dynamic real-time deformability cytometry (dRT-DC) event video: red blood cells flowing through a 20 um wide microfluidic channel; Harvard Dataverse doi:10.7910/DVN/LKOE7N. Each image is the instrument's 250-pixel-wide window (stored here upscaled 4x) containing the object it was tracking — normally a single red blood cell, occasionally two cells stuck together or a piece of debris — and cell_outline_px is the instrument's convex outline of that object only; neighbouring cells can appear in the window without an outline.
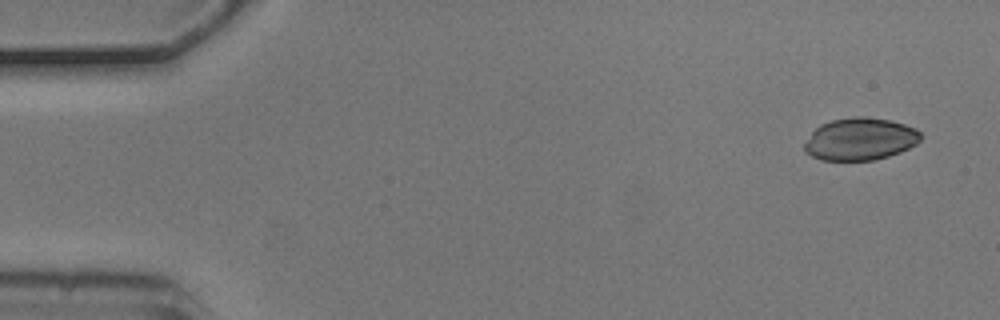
{"species": "common noctule bat (a hibernating species)", "species_latin": "Nyctalus noctula", "temperature_condition": "cold", "stored_images_in_passage": 8, "camera_frame_rate_fps": 3000, "um_per_image_px": 0.085, "animal": {"sex": "male", "body_mass_g": 20.5, "forearm_length_mm": 52.5}, "frame": {"image": 1, "passage_image": 1, "time_ms": 0.0, "image_size_px": [1000, 320], "cell_outline_px": [[920, 140], [916, 144], [900, 152], [888, 156], [872, 160], [820, 160], [804, 152], [804, 144], [812, 132], [820, 124], [832, 120], [852, 116], [864, 116], [892, 120], [916, 128], [920, 132]], "centroid_in_image_um": [73.1, 11.81], "position_along_channel_um": 11.9, "area_um2": 28.78}}
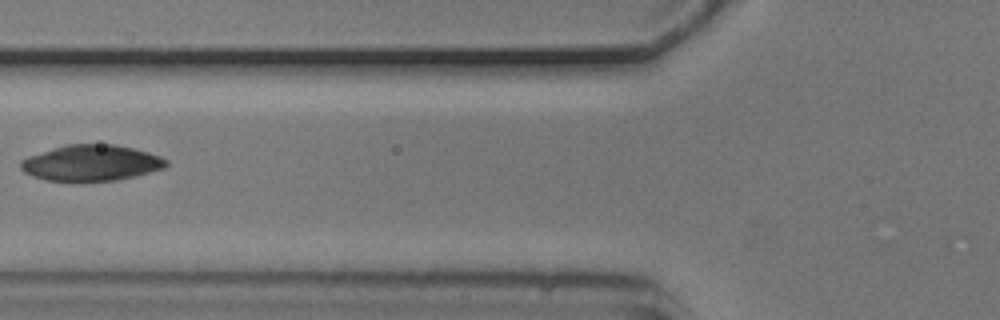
{"frame": {"image": 2, "passage_image": 6, "time_ms": 1.667, "image_size_px": [1000, 320], "cell_outline_px": [[168, 164], [164, 168], [116, 180], [48, 180], [32, 176], [24, 172], [20, 168], [20, 160], [28, 156], [68, 144], [116, 144], [148, 152], [160, 156], [168, 160]], "centroid_in_image_um": [7.75, 13.83], "position_along_channel_um": 118.1, "area_um2": 30.0}}
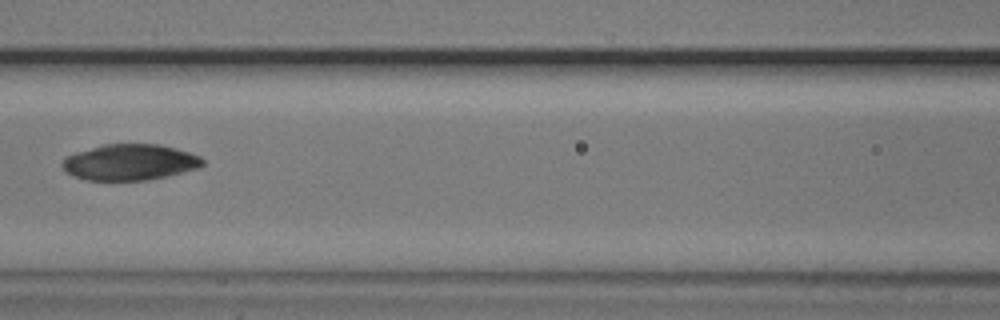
{"frame": {"image": 3, "passage_image": 7, "time_ms": 2.0, "image_size_px": [1000, 320], "cell_outline_px": [[204, 164], [200, 168], [168, 176], [148, 180], [84, 180], [72, 176], [60, 164], [68, 156], [76, 152], [104, 144], [160, 144], [176, 148], [200, 156], [204, 160]], "centroid_in_image_um": [11.07, 13.79], "position_along_channel_um": 155.5, "area_um2": 29.54}}